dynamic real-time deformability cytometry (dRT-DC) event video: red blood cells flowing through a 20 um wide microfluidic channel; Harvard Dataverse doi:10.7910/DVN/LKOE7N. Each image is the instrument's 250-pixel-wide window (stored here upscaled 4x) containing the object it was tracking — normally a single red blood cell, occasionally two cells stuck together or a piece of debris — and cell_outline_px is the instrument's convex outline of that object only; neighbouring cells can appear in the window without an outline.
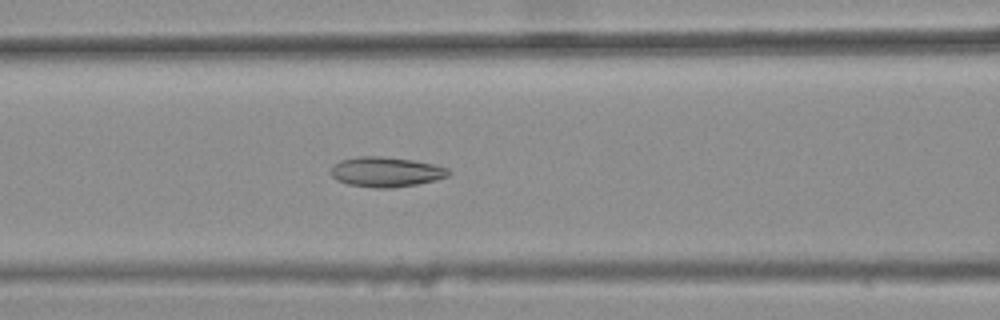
{"species": "common noctule bat (a hibernating species)", "species_latin": "Nyctalus noctula", "temperature_condition": "warm", "stored_images_in_passage": 45, "camera_frame_rate_fps": 3000, "um_per_image_px": 0.085, "animal": {"sex": "female", "body_mass_g": 25.1}, "frame": {"image": 1, "passage_image": 22, "time_ms": 7.0, "image_size_px": [1000, 320], "cell_outline_px": [[452, 172], [448, 176], [436, 180], [416, 184], [392, 188], [372, 188], [348, 184], [336, 180], [332, 176], [332, 164], [340, 160], [360, 156], [380, 156], [412, 160], [436, 164], [448, 168]], "centroid_in_image_um": [32.82, 14.61], "position_along_channel_um": 133.8, "area_um2": 20.69}}
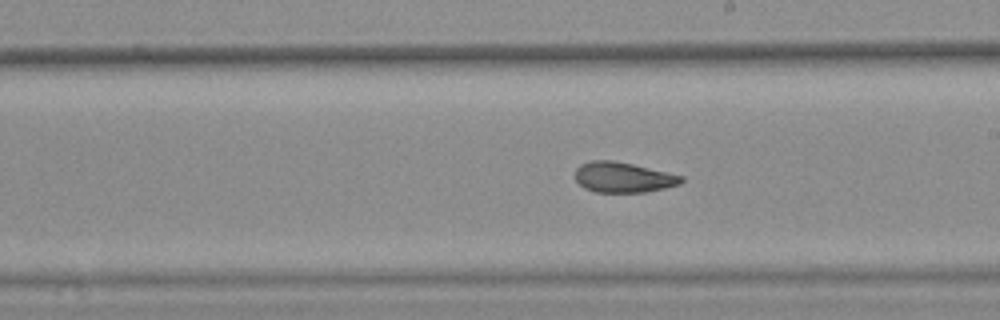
{"frame": {"image": 2, "passage_image": 30, "time_ms": 9.667, "image_size_px": [1000, 320], "cell_outline_px": [[684, 180], [680, 184], [648, 192], [596, 192], [584, 188], [576, 180], [576, 168], [580, 164], [592, 160], [612, 160], [632, 164], [684, 176]], "centroid_in_image_um": [52.97, 15.07], "position_along_channel_um": 236.0, "area_um2": 18.73}}
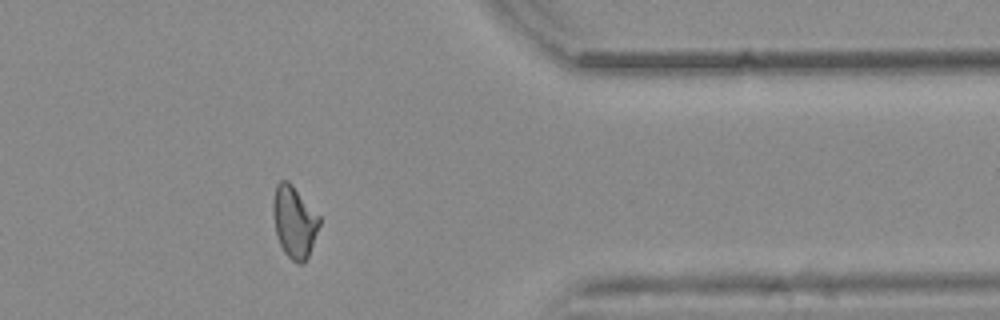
{"frame": {"image": 3, "passage_image": 43, "time_ms": 14.0, "image_size_px": [1000, 320], "cell_outline_px": [[320, 224], [308, 256], [304, 264], [300, 264], [292, 260], [284, 252], [280, 244], [276, 232], [272, 212], [272, 204], [276, 184], [280, 180], [288, 180], [292, 184], [320, 216]], "centroid_in_image_um": [25.01, 18.83], "position_along_channel_um": 386.4, "area_um2": 19.36}, "authors_computed_cell_mechanics": {"area_um2": 20.1144, "velocity_mm_per_s": 3.8447, "shape_relaxation_time_tau1_ms": null, "shape_relaxation_time_tau2_ms": 2.0823, "deformation_change_tau1": null, "deformation_change_tau2": 0.0826}}